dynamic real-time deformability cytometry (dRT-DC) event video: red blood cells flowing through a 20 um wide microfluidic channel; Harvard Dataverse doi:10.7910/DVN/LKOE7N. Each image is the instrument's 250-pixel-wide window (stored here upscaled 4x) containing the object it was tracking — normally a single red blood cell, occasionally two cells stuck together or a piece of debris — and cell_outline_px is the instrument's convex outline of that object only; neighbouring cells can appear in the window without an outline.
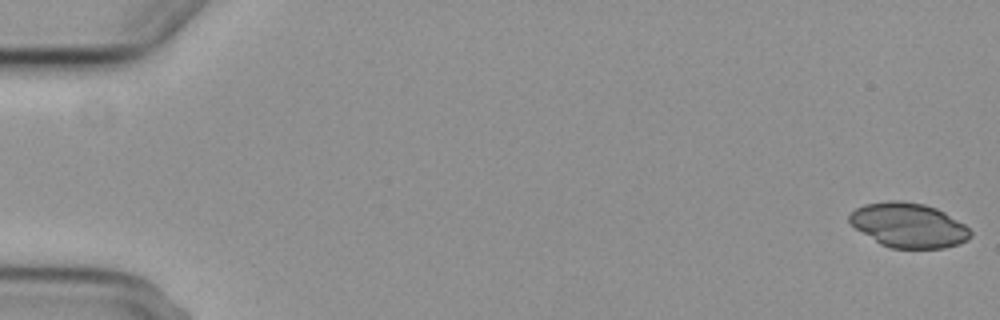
{"species": "common noctule bat (a hibernating species)", "species_latin": "Nyctalus noctula", "temperature_condition": "cold", "stored_images_in_passage": 6, "camera_frame_rate_fps": 3000, "um_per_image_px": 0.085, "animal": {"sex": "female", "body_mass_g": 29.2, "forearm_length_mm": 56.3}, "frame": {"image": 1, "passage_image": 1, "time_ms": 0.0, "image_size_px": [1000, 320], "cell_outline_px": [[972, 236], [968, 240], [960, 244], [944, 248], [892, 248], [880, 244], [856, 228], [848, 220], [848, 216], [856, 208], [864, 204], [888, 200], [900, 200], [924, 204], [936, 208], [944, 212], [964, 224], [972, 232]], "centroid_in_image_um": [77.24, 19.14], "position_along_channel_um": 7.8, "area_um2": 31.44}}